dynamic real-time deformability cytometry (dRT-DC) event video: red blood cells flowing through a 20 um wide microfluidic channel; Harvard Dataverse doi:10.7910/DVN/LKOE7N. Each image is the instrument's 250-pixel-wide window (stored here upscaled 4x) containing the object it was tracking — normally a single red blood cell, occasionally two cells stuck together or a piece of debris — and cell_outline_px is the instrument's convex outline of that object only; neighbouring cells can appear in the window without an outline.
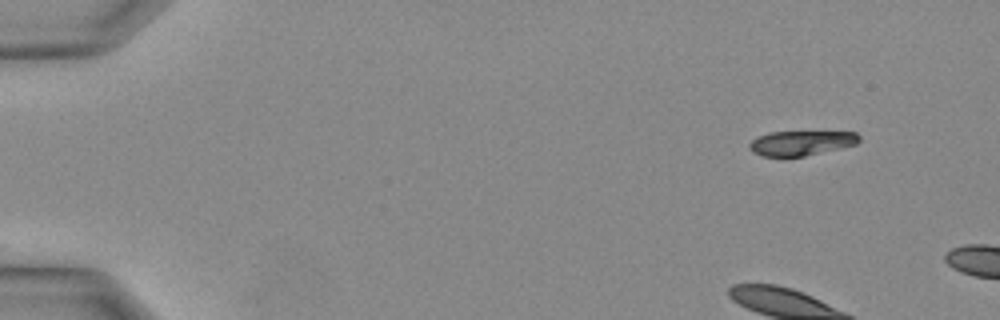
{"species": "Egyptian fruit bat (a non-hibernating species)", "species_latin": "Rousettus aegyptiacus", "temperature_condition": "warm", "stored_images_in_passage": 7, "camera_frame_rate_fps": 3000, "um_per_image_px": 0.085, "animal": {"sex": "female"}, "frame": {"image": 1, "passage_image": 1, "time_ms": 0.0, "image_size_px": [1000, 320], "cell_outline_px": [[860, 140], [856, 144], [840, 148], [804, 156], [764, 156], [752, 152], [748, 148], [748, 144], [752, 140], [760, 136], [772, 132], [856, 132], [860, 136]], "centroid_in_image_um": [68.1, 12.16], "position_along_channel_um": 16.9, "area_um2": 15.61}}